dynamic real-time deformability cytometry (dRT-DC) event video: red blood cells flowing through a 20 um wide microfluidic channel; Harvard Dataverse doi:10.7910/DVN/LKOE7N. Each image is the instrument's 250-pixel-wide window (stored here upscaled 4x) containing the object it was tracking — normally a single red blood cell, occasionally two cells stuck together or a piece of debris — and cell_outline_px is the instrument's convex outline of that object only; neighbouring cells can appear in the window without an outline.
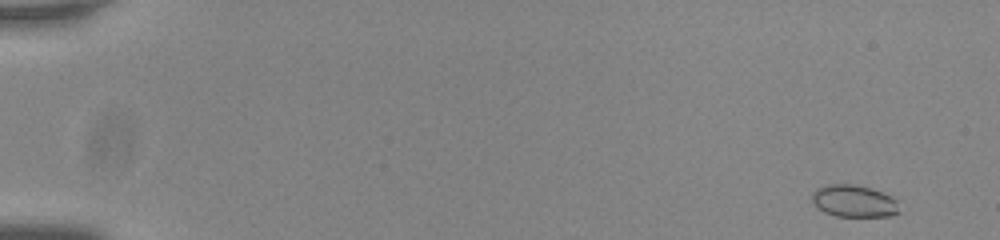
{"species": "common noctule bat (a hibernating species)", "species_latin": "Nyctalus noctula", "temperature_condition": "room temperature", "stored_images_in_passage": 21, "camera_frame_rate_fps": 3000, "um_per_image_px": 0.085, "animal": {"sex": "male", "body_mass_g": 20.0, "forearm_length_mm": 53.3}, "frame": {"image": 1, "passage_image": 1, "time_ms": 0.0, "image_size_px": [1000, 240], "cell_outline_px": [[900, 212], [892, 216], [836, 216], [824, 212], [816, 208], [812, 204], [812, 192], [816, 188], [828, 184], [856, 184], [872, 188], [892, 196], [896, 200]], "centroid_in_image_um": [72.56, 17.08], "position_along_channel_um": 12.4, "area_um2": 16.65}}
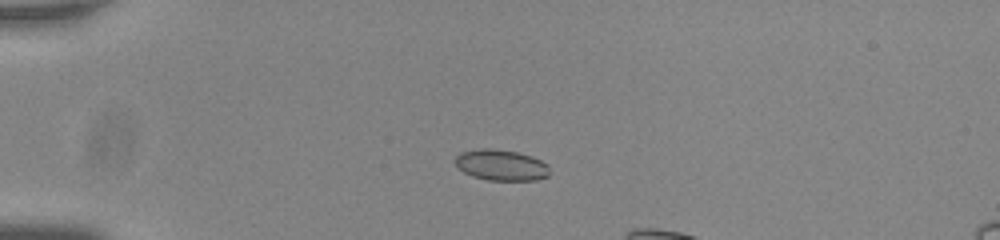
{"frame": {"image": 2, "passage_image": 13, "time_ms": 4.0, "image_size_px": [1000, 240], "cell_outline_px": [[548, 176], [536, 180], [488, 180], [472, 176], [464, 172], [452, 160], [460, 152], [480, 148], [488, 148], [516, 152], [532, 156], [548, 164]], "centroid_in_image_um": [42.57, 14.03], "position_along_channel_um": 42.4, "area_um2": 16.99}}
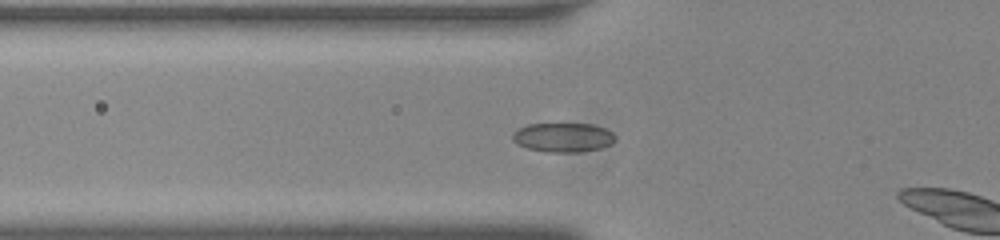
{"frame": {"image": 3, "passage_image": 19, "time_ms": 6.0, "image_size_px": [1000, 240], "cell_outline_px": [[616, 140], [612, 144], [600, 148], [580, 152], [548, 152], [528, 148], [516, 144], [512, 140], [512, 132], [516, 128], [528, 124], [592, 124], [604, 128], [612, 132], [616, 136]], "centroid_in_image_um": [47.84, 11.68], "position_along_channel_um": 78.0, "area_um2": 17.69}}